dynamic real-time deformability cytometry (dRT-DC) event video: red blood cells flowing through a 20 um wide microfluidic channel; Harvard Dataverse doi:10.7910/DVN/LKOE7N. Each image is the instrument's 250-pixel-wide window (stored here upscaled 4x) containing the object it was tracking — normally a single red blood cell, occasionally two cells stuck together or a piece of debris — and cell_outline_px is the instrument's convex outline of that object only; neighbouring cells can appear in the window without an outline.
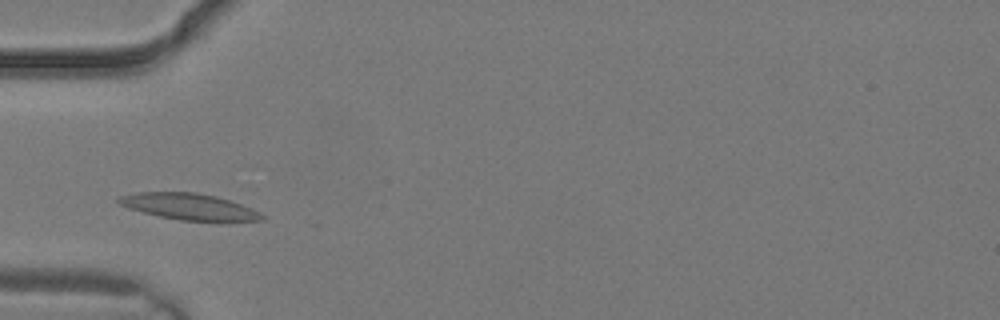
{"species": "common noctule bat (a hibernating species)", "species_latin": "Nyctalus noctula", "temperature_condition": "warm", "stored_images_in_passage": 3, "camera_frame_rate_fps": 3000, "um_per_image_px": 0.085, "animal": {"sex": "male", "body_mass_g": 19.2, "forearm_length_mm": 51.8}, "frame": {"image": 1, "passage_image": 3, "time_ms": 0.667, "image_size_px": [1000, 320], "cell_outline_px": [[264, 220], [180, 220], [160, 216], [128, 208], [120, 204], [116, 200], [120, 196], [136, 192], [196, 192], [216, 196], [252, 208], [260, 212], [264, 216]], "centroid_in_image_um": [16.04, 17.54], "position_along_channel_um": 69.0, "area_um2": 21.5}}